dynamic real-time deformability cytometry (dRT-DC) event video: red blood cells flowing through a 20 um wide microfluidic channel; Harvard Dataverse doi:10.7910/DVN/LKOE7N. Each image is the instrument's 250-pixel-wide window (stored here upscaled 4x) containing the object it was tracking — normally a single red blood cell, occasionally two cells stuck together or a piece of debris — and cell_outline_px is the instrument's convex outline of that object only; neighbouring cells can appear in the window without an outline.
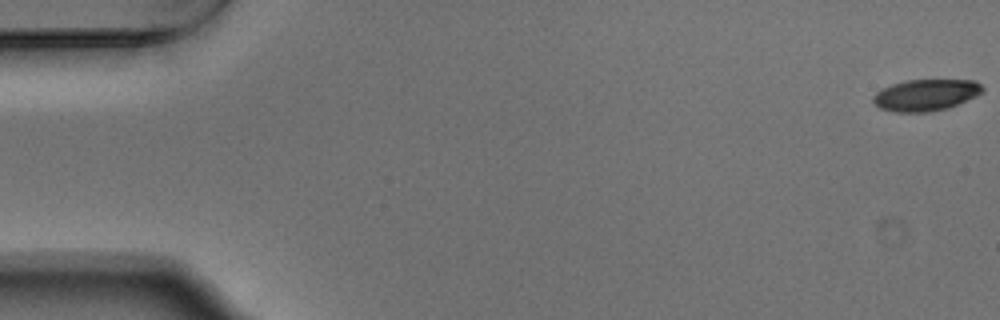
{"species": "Egyptian fruit bat (a non-hibernating species)", "species_latin": "Rousettus aegyptiacus", "temperature_condition": "warm", "stored_images_in_passage": 54, "camera_frame_rate_fps": 3000, "um_per_image_px": 0.085, "animal": {"sex": "male"}, "frame": {"image": 1, "passage_image": 1, "time_ms": 0.0, "image_size_px": [1000, 320], "cell_outline_px": [[984, 92], [976, 96], [948, 108], [928, 112], [892, 112], [880, 108], [872, 100], [872, 96], [876, 92], [892, 84], [908, 80], [976, 80], [984, 88]], "centroid_in_image_um": [78.7, 8.08], "position_along_channel_um": 6.3, "area_um2": 20.11}}
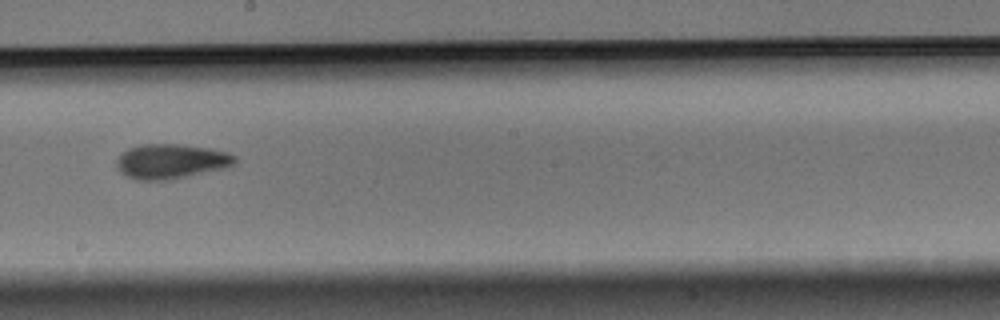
{"frame": {"image": 2, "passage_image": 31, "time_ms": 10.0, "image_size_px": [1000, 320], "cell_outline_px": [[236, 160], [232, 164], [224, 168], [188, 176], [168, 180], [136, 180], [120, 172], [116, 168], [116, 160], [120, 152], [128, 148], [144, 144], [180, 144], [208, 148], [228, 152], [236, 156]], "centroid_in_image_um": [14.49, 13.71], "position_along_channel_um": 233.7, "area_um2": 23.99}}
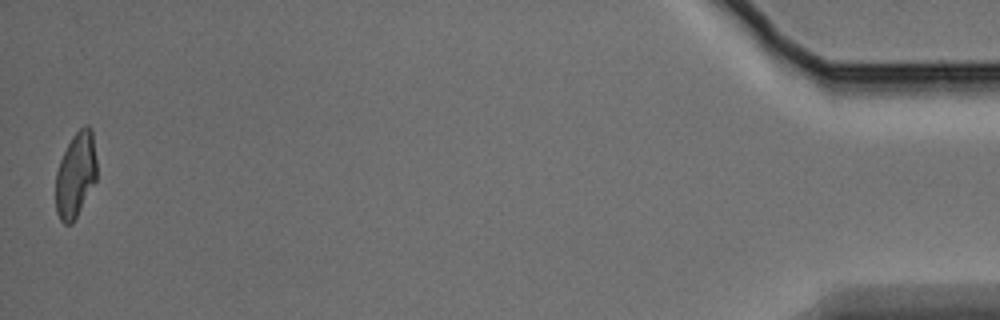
{"frame": {"image": 3, "passage_image": 54, "time_ms": 17.667, "image_size_px": [1000, 320], "cell_outline_px": [[96, 180], [72, 224], [64, 224], [60, 220], [56, 212], [56, 172], [60, 160], [72, 136], [84, 124], [88, 124], [92, 128], [96, 160]], "centroid_in_image_um": [6.43, 14.84], "position_along_channel_um": 428.8, "area_um2": 20.35}, "authors_computed_cell_mechanics": {"area_um2": 22.0796, "velocity_mm_per_s": 3.7497, "shape_relaxation_time_tau1_ms": 5.2328, "shape_relaxation_time_tau2_ms": 4.7829, "deformation_change_tau1": 0.1651, "deformation_change_tau2": 0.1044}}